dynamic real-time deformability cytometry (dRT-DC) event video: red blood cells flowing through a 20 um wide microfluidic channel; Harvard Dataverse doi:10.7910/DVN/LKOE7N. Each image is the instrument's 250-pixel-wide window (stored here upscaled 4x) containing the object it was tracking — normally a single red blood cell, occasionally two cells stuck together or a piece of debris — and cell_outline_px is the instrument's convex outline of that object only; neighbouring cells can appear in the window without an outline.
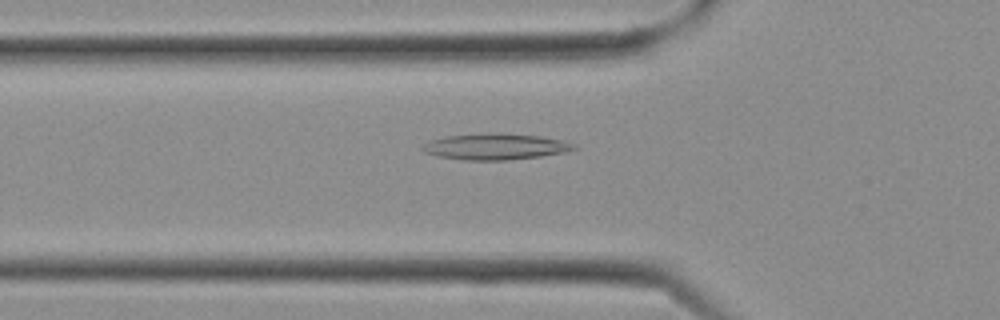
{"species": "Egyptian fruit bat (a non-hibernating species)", "species_latin": "Rousettus aegyptiacus", "temperature_condition": "cold", "stored_images_in_passage": 7, "camera_frame_rate_fps": 3000, "um_per_image_px": 0.085, "frame": {"image": 1, "passage_image": 3, "time_ms": 0.667, "image_size_px": [1000, 320], "cell_outline_px": [[580, 148], [564, 152], [540, 156], [508, 160], [464, 160], [436, 156], [424, 152], [420, 148], [424, 144], [432, 140], [444, 136], [488, 132], [500, 132], [540, 136], [564, 140], [576, 144]], "centroid_in_image_um": [42.13, 12.45], "position_along_channel_um": 83.7, "area_um2": 23.47}}
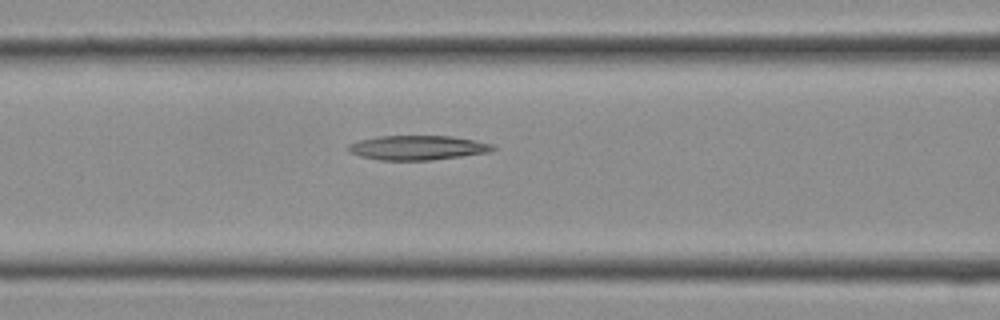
{"frame": {"image": 2, "passage_image": 5, "time_ms": 1.333, "image_size_px": [1000, 320], "cell_outline_px": [[496, 148], [492, 152], [428, 160], [380, 160], [360, 156], [348, 152], [344, 148], [348, 144], [360, 140], [380, 136], [452, 136], [492, 144]], "centroid_in_image_um": [35.45, 12.55], "position_along_channel_um": 131.2, "area_um2": 20.58}}
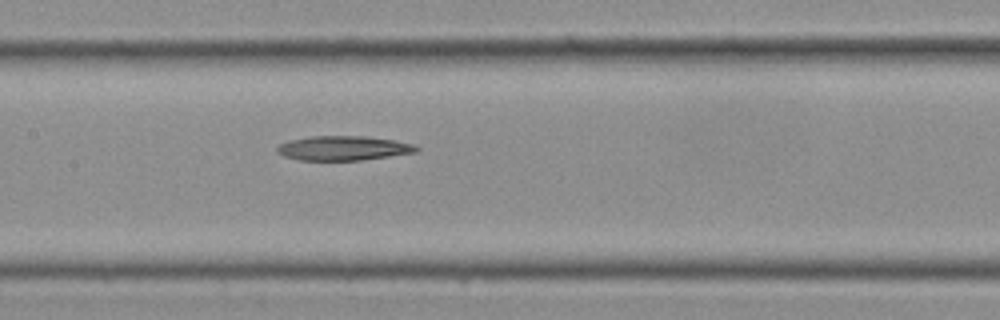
{"frame": {"image": 3, "passage_image": 7, "time_ms": 2.0, "image_size_px": [1000, 320], "cell_outline_px": [[420, 148], [416, 152], [360, 160], [300, 160], [284, 156], [276, 152], [276, 148], [280, 144], [288, 140], [312, 136], [368, 136], [396, 140], [412, 144]], "centroid_in_image_um": [29.17, 12.58], "position_along_channel_um": 178.2, "area_um2": 19.83}}